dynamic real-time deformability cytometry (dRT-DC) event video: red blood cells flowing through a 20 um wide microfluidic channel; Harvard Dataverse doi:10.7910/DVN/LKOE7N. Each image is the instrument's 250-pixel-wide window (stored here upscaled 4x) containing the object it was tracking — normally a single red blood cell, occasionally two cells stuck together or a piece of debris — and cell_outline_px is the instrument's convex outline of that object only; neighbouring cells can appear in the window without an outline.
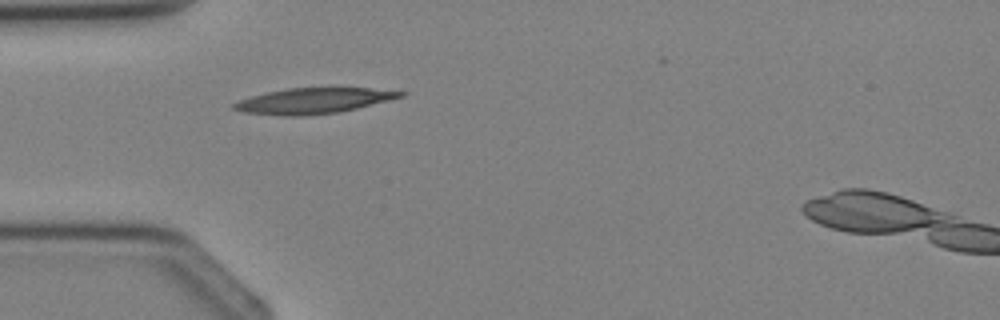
{"species": "Egyptian fruit bat (a non-hibernating species)", "species_latin": "Rousettus aegyptiacus", "temperature_condition": "cold", "stored_images_in_passage": 2, "camera_frame_rate_fps": 3000, "um_per_image_px": 0.085, "animal": {"sex": "female"}, "frame": {"image": 1, "passage_image": 1, "time_ms": 0.0, "image_size_px": [1000, 320], "cell_outline_px": [[408, 92], [404, 96], [340, 112], [300, 116], [284, 116], [244, 112], [232, 108], [232, 104], [240, 100], [252, 96], [268, 92], [288, 88], [368, 88]], "centroid_in_image_um": [26.64, 8.57], "position_along_channel_um": 58.4, "area_um2": 24.51}}